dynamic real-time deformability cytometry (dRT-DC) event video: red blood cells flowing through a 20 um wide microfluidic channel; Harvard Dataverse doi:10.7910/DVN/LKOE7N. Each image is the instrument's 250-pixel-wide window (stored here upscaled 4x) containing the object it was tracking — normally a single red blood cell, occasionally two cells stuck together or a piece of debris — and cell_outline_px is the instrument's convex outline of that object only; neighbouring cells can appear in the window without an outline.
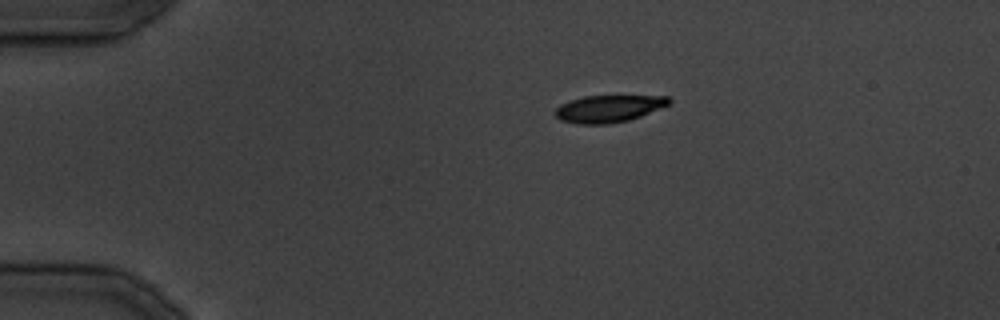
{"species": "common noctule bat (a hibernating species)", "species_latin": "Nyctalus noctula", "temperature_condition": "cold", "stored_images_in_passage": 7, "camera_frame_rate_fps": 3000, "um_per_image_px": 0.085, "animal": {"sex": "male", "body_mass_g": 19.5, "forearm_length_mm": 54.6}, "frame": {"image": 1, "passage_image": 1, "time_ms": 0.0, "image_size_px": [1000, 320], "cell_outline_px": [[672, 100], [668, 104], [640, 116], [628, 120], [608, 124], [576, 124], [560, 120], [552, 112], [560, 104], [584, 96], [668, 96]], "centroid_in_image_um": [51.67, 9.24], "position_along_channel_um": 33.3, "area_um2": 17.86}}
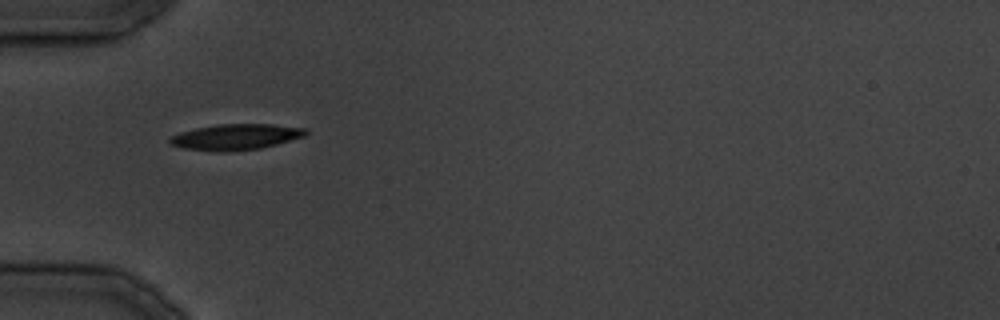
{"frame": {"image": 2, "passage_image": 5, "time_ms": 5.333, "image_size_px": [1000, 320], "cell_outline_px": [[308, 132], [304, 136], [276, 144], [260, 148], [224, 152], [220, 152], [184, 148], [172, 144], [168, 140], [168, 136], [180, 132], [196, 128], [220, 124], [272, 124], [308, 128]], "centroid_in_image_um": [20.04, 11.63], "position_along_channel_um": 65.0, "area_um2": 20.4}}